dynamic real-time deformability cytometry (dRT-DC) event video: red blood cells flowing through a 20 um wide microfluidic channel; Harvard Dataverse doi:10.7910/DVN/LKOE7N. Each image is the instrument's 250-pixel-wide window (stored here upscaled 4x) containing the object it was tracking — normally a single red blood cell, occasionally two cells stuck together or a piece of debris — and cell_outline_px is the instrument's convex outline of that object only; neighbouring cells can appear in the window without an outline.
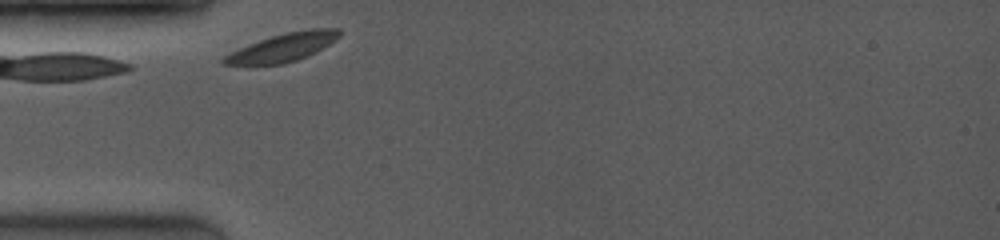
{"species": "common noctule bat (a hibernating species)", "species_latin": "Nyctalus noctula", "temperature_condition": "room temperature", "stored_images_in_passage": 38, "camera_frame_rate_fps": 4000, "um_per_image_px": 0.085, "animal": {"sex": "female", "body_mass_g": 19.0, "forearm_length_mm": 53.3}, "frame": {"image": 1, "passage_image": 1, "time_ms": 0.0, "image_size_px": [1000, 240], "cell_outline_px": [[340, 36], [328, 44], [296, 60], [284, 64], [224, 64], [220, 60], [224, 56], [248, 44], [272, 36], [288, 32], [312, 28], [340, 28]], "centroid_in_image_um": [24.04, 4.01], "position_along_channel_um": 61.0, "area_um2": 18.32}}
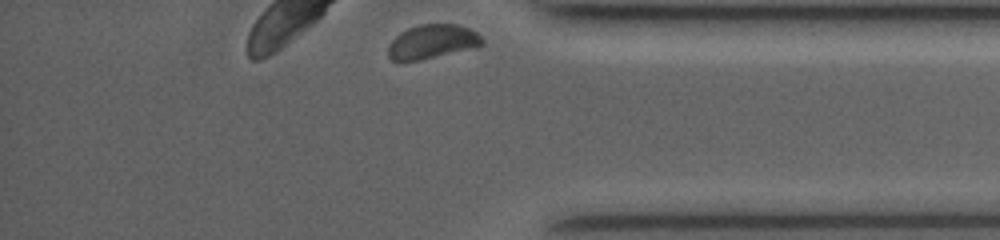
{"frame": {"image": 2, "passage_image": 38, "time_ms": 9.25, "image_size_px": [1000, 240], "cell_outline_px": [[484, 44], [420, 60], [392, 60], [388, 56], [388, 44], [400, 32], [408, 28], [420, 24], [456, 24], [468, 28], [476, 32], [484, 40]], "centroid_in_image_um": [36.7, 3.52], "position_along_channel_um": 398.5, "area_um2": 18.26}}